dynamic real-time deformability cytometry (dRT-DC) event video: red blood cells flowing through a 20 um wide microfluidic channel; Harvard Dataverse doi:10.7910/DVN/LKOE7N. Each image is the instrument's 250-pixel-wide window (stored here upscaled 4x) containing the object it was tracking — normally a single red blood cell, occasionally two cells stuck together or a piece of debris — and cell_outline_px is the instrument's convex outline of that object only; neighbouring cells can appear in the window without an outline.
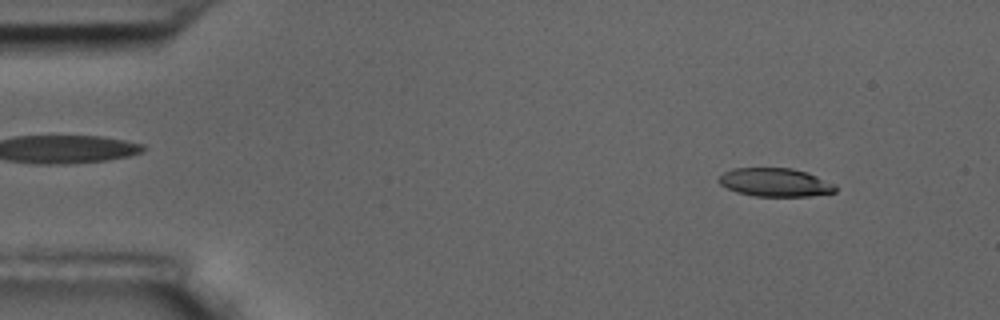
{"species": "common noctule bat (a hibernating species)", "species_latin": "Nyctalus noctula", "temperature_condition": "room temperature", "stored_images_in_passage": 56, "camera_frame_rate_fps": 3000, "um_per_image_px": 0.085, "animal": {"sex": "male", "body_mass_g": 17.5, "forearm_length_mm": 52.3}, "frame": {"image": 1, "passage_image": 5, "time_ms": 1.333, "image_size_px": [1000, 320], "cell_outline_px": [[836, 192], [808, 196], [756, 196], [736, 192], [720, 184], [716, 180], [724, 172], [732, 168], [792, 168], [808, 172], [836, 184]], "centroid_in_image_um": [65.9, 15.49], "position_along_channel_um": 19.1, "area_um2": 19.42}}
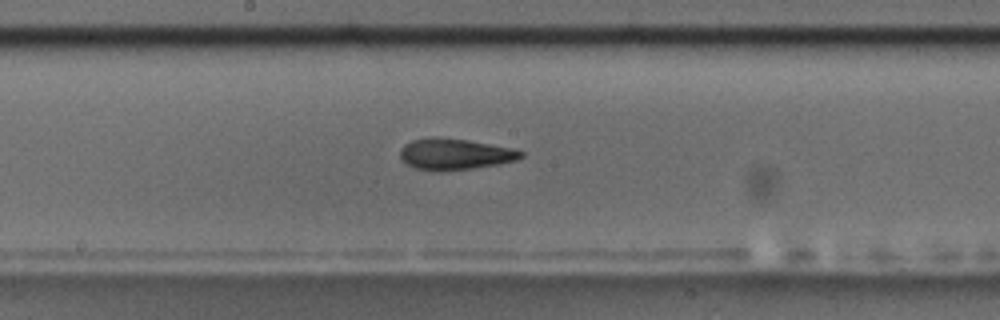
{"frame": {"image": 2, "passage_image": 29, "time_ms": 9.333, "image_size_px": [1000, 320], "cell_outline_px": [[524, 156], [516, 160], [500, 164], [472, 168], [440, 172], [416, 168], [400, 160], [400, 148], [404, 144], [412, 140], [428, 136], [436, 136], [468, 140], [512, 148], [524, 152]], "centroid_in_image_um": [38.63, 13.09], "position_along_channel_um": 209.6, "area_um2": 22.25}}
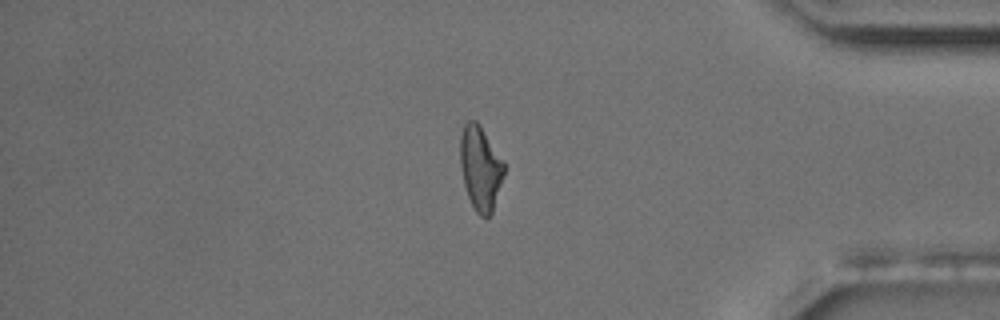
{"frame": {"image": 3, "passage_image": 47, "time_ms": 15.333, "image_size_px": [1000, 320], "cell_outline_px": [[504, 176], [492, 212], [488, 216], [480, 216], [476, 212], [468, 196], [464, 184], [460, 164], [460, 136], [464, 124], [468, 120], [476, 120], [480, 124], [504, 160]], "centroid_in_image_um": [40.84, 14.25], "position_along_channel_um": 394.4, "area_um2": 21.62}, "authors_computed_cell_mechanics": {"area_um2": 21.3282, "velocity_mm_per_s": 3.5318, "shape_relaxation_time_tau1_ms": 8.9956, "shape_relaxation_time_tau2_ms": 3.2862, "deformation_change_tau1": 0.2278, "deformation_change_tau2": 0.1157}}